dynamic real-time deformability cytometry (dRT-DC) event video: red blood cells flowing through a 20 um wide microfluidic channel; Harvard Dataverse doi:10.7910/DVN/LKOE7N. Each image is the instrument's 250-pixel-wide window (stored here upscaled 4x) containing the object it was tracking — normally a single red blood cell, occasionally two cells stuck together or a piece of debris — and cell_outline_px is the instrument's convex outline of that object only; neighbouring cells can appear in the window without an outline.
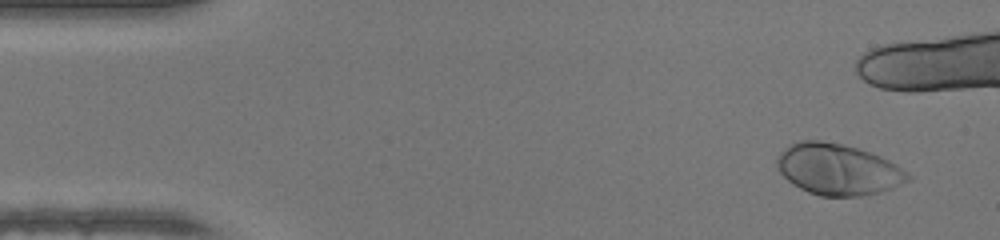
{"species": "human", "species_latin": "Homo sapiens", "temperature_condition": "warm", "stored_images_in_passage": 35, "camera_frame_rate_fps": 3000, "um_per_image_px": 0.085, "donor": {"sex": "female"}, "frame": {"image": 1, "passage_image": 1, "time_ms": 0.0, "image_size_px": [1000, 240], "cell_outline_px": [[912, 180], [892, 188], [880, 192], [860, 196], [820, 196], [808, 192], [792, 184], [776, 168], [776, 160], [780, 152], [784, 148], [800, 140], [820, 140], [840, 144], [856, 148], [880, 156], [896, 164], [908, 172], [912, 176]], "centroid_in_image_um": [71.23, 14.41], "position_along_channel_um": 13.8, "area_um2": 39.07}}
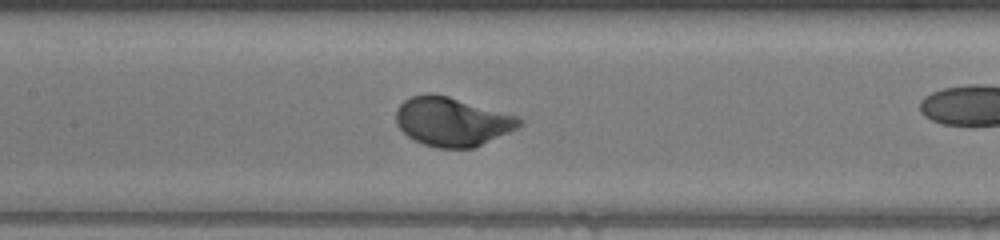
{"frame": {"image": 2, "passage_image": 20, "time_ms": 6.333, "image_size_px": [1000, 240], "cell_outline_px": [[524, 124], [508, 132], [472, 148], [436, 148], [424, 144], [408, 136], [396, 124], [396, 108], [404, 100], [412, 96], [424, 92], [432, 92], [448, 96], [520, 116], [524, 120]], "centroid_in_image_um": [38.43, 10.31], "position_along_channel_um": 169.0, "area_um2": 35.26}}
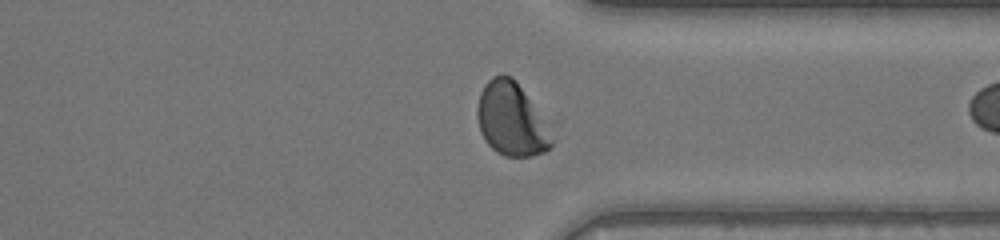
{"frame": {"image": 3, "passage_image": 34, "time_ms": 11.0, "image_size_px": [1000, 240], "cell_outline_px": [[552, 144], [544, 152], [532, 156], [504, 156], [496, 152], [488, 144], [480, 132], [476, 116], [476, 108], [480, 92], [484, 84], [492, 76], [500, 72], [504, 72], [512, 76], [516, 80], [552, 140]], "centroid_in_image_um": [43.34, 10.12], "position_along_channel_um": 368.1, "area_um2": 30.92}}